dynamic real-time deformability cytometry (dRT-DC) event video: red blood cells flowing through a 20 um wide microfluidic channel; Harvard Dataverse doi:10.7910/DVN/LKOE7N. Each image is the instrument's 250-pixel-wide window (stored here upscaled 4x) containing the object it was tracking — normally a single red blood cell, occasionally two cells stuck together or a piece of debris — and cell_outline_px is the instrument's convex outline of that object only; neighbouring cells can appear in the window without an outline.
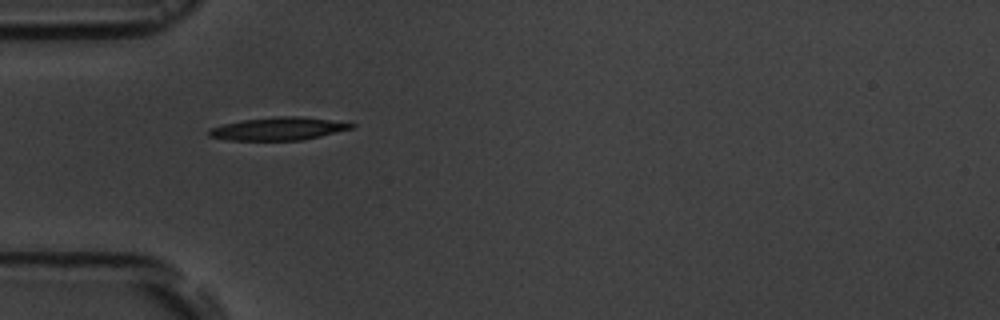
{"species": "common noctule bat (a hibernating species)", "species_latin": "Nyctalus noctula", "temperature_condition": "room temperature", "stored_images_in_passage": 3, "camera_frame_rate_fps": 3000, "um_per_image_px": 0.085, "animal": {"sex": "male", "body_mass_g": 19.5, "forearm_length_mm": 54.6}, "frame": {"image": 1, "passage_image": 2, "time_ms": 1.333, "image_size_px": [1000, 320], "cell_outline_px": [[356, 124], [352, 128], [304, 140], [228, 140], [208, 136], [208, 128], [224, 124], [244, 120], [276, 116], [300, 116]], "centroid_in_image_um": [23.61, 10.94], "position_along_channel_um": 61.4, "area_um2": 18.79}}
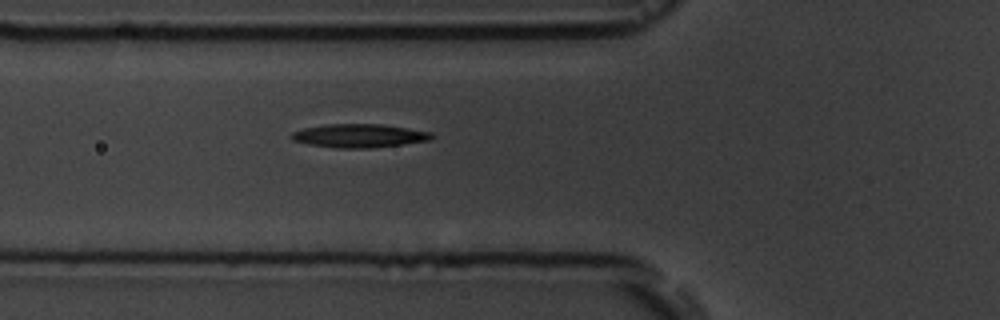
{"frame": {"image": 2, "passage_image": 3, "time_ms": 2.333, "image_size_px": [1000, 320], "cell_outline_px": [[436, 136], [432, 140], [372, 148], [336, 148], [308, 144], [292, 140], [288, 136], [292, 132], [304, 128], [328, 124], [380, 124], [408, 128], [432, 132]], "centroid_in_image_um": [30.55, 11.54], "position_along_channel_um": 95.3, "area_um2": 19.36}}